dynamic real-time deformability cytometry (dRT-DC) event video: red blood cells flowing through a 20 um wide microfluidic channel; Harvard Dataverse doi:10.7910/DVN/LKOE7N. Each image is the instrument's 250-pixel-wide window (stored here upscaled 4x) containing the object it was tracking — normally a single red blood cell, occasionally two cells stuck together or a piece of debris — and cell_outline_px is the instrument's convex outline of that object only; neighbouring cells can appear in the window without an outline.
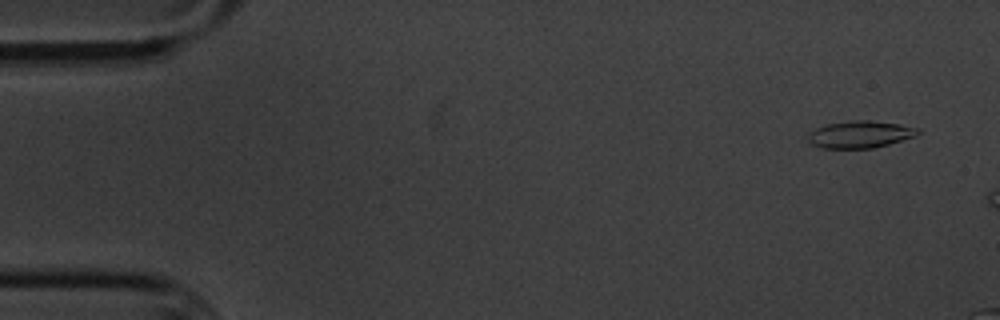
{"species": "common noctule bat (a hibernating species)", "species_latin": "Nyctalus noctula", "temperature_condition": "cold", "stored_images_in_passage": 3, "camera_frame_rate_fps": 3000, "um_per_image_px": 0.085, "animal": {"sex": "male", "body_mass_g": 20.1, "forearm_length_mm": 53.5}, "frame": {"image": 1, "passage_image": 1, "time_ms": 0.0, "image_size_px": [1000, 320], "cell_outline_px": [[920, 132], [916, 136], [888, 144], [872, 148], [824, 148], [812, 144], [808, 140], [808, 132], [816, 128], [828, 124], [852, 120], [872, 120], [900, 124], [920, 128]], "centroid_in_image_um": [73.13, 11.41], "position_along_channel_um": 11.9, "area_um2": 17.34}}